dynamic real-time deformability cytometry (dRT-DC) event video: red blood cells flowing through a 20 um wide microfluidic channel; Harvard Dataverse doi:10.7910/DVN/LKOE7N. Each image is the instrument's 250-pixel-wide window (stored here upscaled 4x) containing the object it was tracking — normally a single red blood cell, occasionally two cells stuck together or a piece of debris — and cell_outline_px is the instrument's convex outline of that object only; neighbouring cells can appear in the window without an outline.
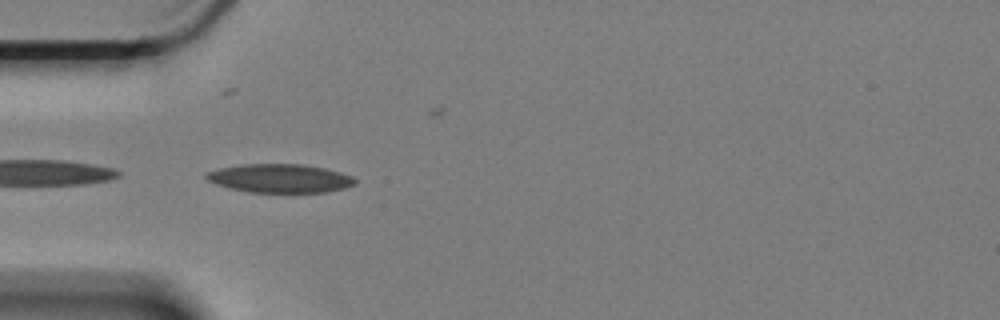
{"species": "Egyptian fruit bat (a non-hibernating species)", "species_latin": "Rousettus aegyptiacus", "temperature_condition": "cold", "stored_images_in_passage": 11, "camera_frame_rate_fps": 3000, "um_per_image_px": 0.085, "animal": {"sex": "female"}, "frame": {"image": 1, "passage_image": 1, "time_ms": 0.0, "image_size_px": [1000, 320], "cell_outline_px": [[356, 184], [344, 188], [328, 192], [248, 192], [216, 184], [208, 180], [204, 176], [204, 172], [220, 168], [240, 164], [304, 164], [324, 168], [340, 172], [352, 176], [356, 180]], "centroid_in_image_um": [23.79, 15.15], "position_along_channel_um": 61.2, "area_um2": 24.85}}
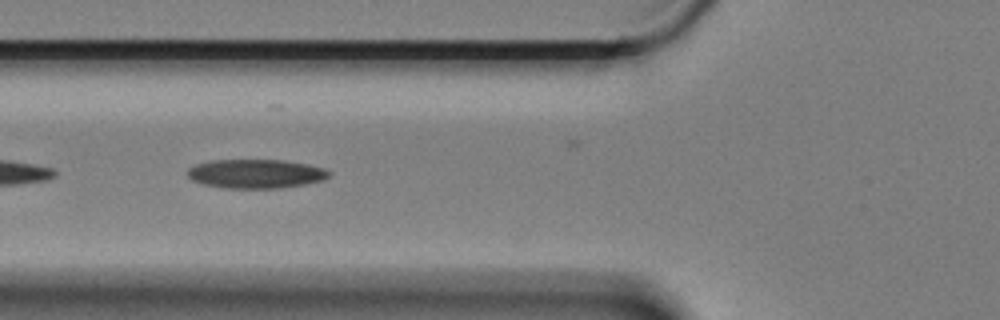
{"frame": {"image": 2, "passage_image": 5, "time_ms": 1.333, "image_size_px": [1000, 320], "cell_outline_px": [[332, 172], [324, 180], [304, 184], [280, 188], [224, 188], [204, 184], [192, 180], [188, 176], [188, 168], [196, 164], [212, 160], [284, 160], [308, 164], [324, 168]], "centroid_in_image_um": [21.76, 14.76], "position_along_channel_um": 104.0, "area_um2": 23.93}}
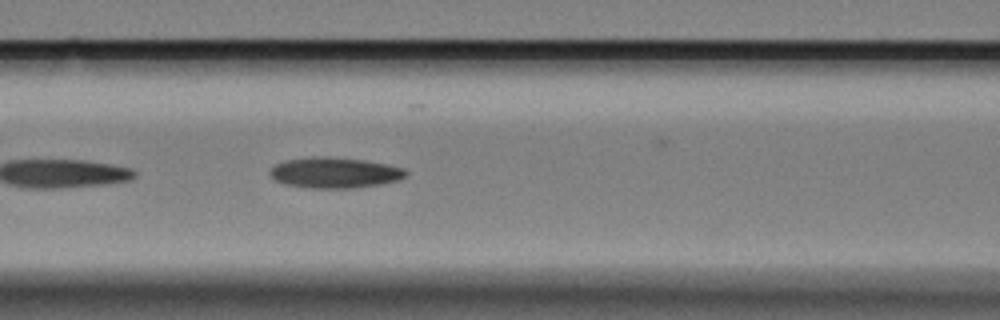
{"frame": {"image": 3, "passage_image": 8, "time_ms": 2.333, "image_size_px": [1000, 320], "cell_outline_px": [[408, 172], [400, 180], [380, 184], [352, 188], [308, 188], [284, 184], [272, 180], [268, 172], [268, 168], [284, 160], [312, 156], [324, 156], [364, 160], [404, 168]], "centroid_in_image_um": [28.36, 14.68], "position_along_channel_um": 138.2, "area_um2": 24.57}}